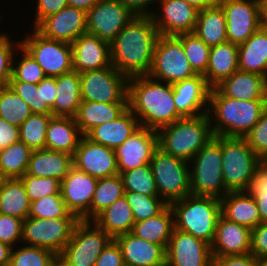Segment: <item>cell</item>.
Listing matches in <instances>:
<instances>
[{
	"instance_id": "1",
	"label": "cell",
	"mask_w": 267,
	"mask_h": 266,
	"mask_svg": "<svg viewBox=\"0 0 267 266\" xmlns=\"http://www.w3.org/2000/svg\"><path fill=\"white\" fill-rule=\"evenodd\" d=\"M159 36L151 16H134L110 43L111 64L128 78L148 75Z\"/></svg>"
},
{
	"instance_id": "2",
	"label": "cell",
	"mask_w": 267,
	"mask_h": 266,
	"mask_svg": "<svg viewBox=\"0 0 267 266\" xmlns=\"http://www.w3.org/2000/svg\"><path fill=\"white\" fill-rule=\"evenodd\" d=\"M165 84L148 75L128 79V108L137 117L140 127L157 132L183 118L174 104L172 84Z\"/></svg>"
},
{
	"instance_id": "3",
	"label": "cell",
	"mask_w": 267,
	"mask_h": 266,
	"mask_svg": "<svg viewBox=\"0 0 267 266\" xmlns=\"http://www.w3.org/2000/svg\"><path fill=\"white\" fill-rule=\"evenodd\" d=\"M208 103L210 122L216 123L211 124L214 136L244 137L266 109L264 99H234L224 96L216 87L211 88ZM214 118L216 122L211 120Z\"/></svg>"
},
{
	"instance_id": "4",
	"label": "cell",
	"mask_w": 267,
	"mask_h": 266,
	"mask_svg": "<svg viewBox=\"0 0 267 266\" xmlns=\"http://www.w3.org/2000/svg\"><path fill=\"white\" fill-rule=\"evenodd\" d=\"M208 114L183 117L157 131L158 147L167 154L187 162L213 137Z\"/></svg>"
},
{
	"instance_id": "5",
	"label": "cell",
	"mask_w": 267,
	"mask_h": 266,
	"mask_svg": "<svg viewBox=\"0 0 267 266\" xmlns=\"http://www.w3.org/2000/svg\"><path fill=\"white\" fill-rule=\"evenodd\" d=\"M175 229L212 244L217 222L221 216V201L211 196L188 195L170 204Z\"/></svg>"
},
{
	"instance_id": "6",
	"label": "cell",
	"mask_w": 267,
	"mask_h": 266,
	"mask_svg": "<svg viewBox=\"0 0 267 266\" xmlns=\"http://www.w3.org/2000/svg\"><path fill=\"white\" fill-rule=\"evenodd\" d=\"M222 175L228 192L247 191L255 170L260 166L259 157L244 137L221 136Z\"/></svg>"
},
{
	"instance_id": "7",
	"label": "cell",
	"mask_w": 267,
	"mask_h": 266,
	"mask_svg": "<svg viewBox=\"0 0 267 266\" xmlns=\"http://www.w3.org/2000/svg\"><path fill=\"white\" fill-rule=\"evenodd\" d=\"M191 161L194 163L190 171L191 194L223 198L228 191L222 175L221 136H214Z\"/></svg>"
},
{
	"instance_id": "8",
	"label": "cell",
	"mask_w": 267,
	"mask_h": 266,
	"mask_svg": "<svg viewBox=\"0 0 267 266\" xmlns=\"http://www.w3.org/2000/svg\"><path fill=\"white\" fill-rule=\"evenodd\" d=\"M188 163L165 153L159 147L153 153L150 165L158 196L169 205L191 194Z\"/></svg>"
},
{
	"instance_id": "9",
	"label": "cell",
	"mask_w": 267,
	"mask_h": 266,
	"mask_svg": "<svg viewBox=\"0 0 267 266\" xmlns=\"http://www.w3.org/2000/svg\"><path fill=\"white\" fill-rule=\"evenodd\" d=\"M197 75L190 67L182 42L176 36L159 35L148 76L173 84ZM156 78V79H155Z\"/></svg>"
},
{
	"instance_id": "10",
	"label": "cell",
	"mask_w": 267,
	"mask_h": 266,
	"mask_svg": "<svg viewBox=\"0 0 267 266\" xmlns=\"http://www.w3.org/2000/svg\"><path fill=\"white\" fill-rule=\"evenodd\" d=\"M77 217L33 218L27 217L22 223V240L28 246H35L60 255L70 240Z\"/></svg>"
},
{
	"instance_id": "11",
	"label": "cell",
	"mask_w": 267,
	"mask_h": 266,
	"mask_svg": "<svg viewBox=\"0 0 267 266\" xmlns=\"http://www.w3.org/2000/svg\"><path fill=\"white\" fill-rule=\"evenodd\" d=\"M93 225L94 227H90ZM79 220L60 256L69 266H94L112 238L95 223Z\"/></svg>"
},
{
	"instance_id": "12",
	"label": "cell",
	"mask_w": 267,
	"mask_h": 266,
	"mask_svg": "<svg viewBox=\"0 0 267 266\" xmlns=\"http://www.w3.org/2000/svg\"><path fill=\"white\" fill-rule=\"evenodd\" d=\"M128 77L112 65L80 73L82 101L99 103L128 102Z\"/></svg>"
},
{
	"instance_id": "13",
	"label": "cell",
	"mask_w": 267,
	"mask_h": 266,
	"mask_svg": "<svg viewBox=\"0 0 267 266\" xmlns=\"http://www.w3.org/2000/svg\"><path fill=\"white\" fill-rule=\"evenodd\" d=\"M21 46L41 66L46 77H58L73 71L72 45L44 37L36 29Z\"/></svg>"
},
{
	"instance_id": "14",
	"label": "cell",
	"mask_w": 267,
	"mask_h": 266,
	"mask_svg": "<svg viewBox=\"0 0 267 266\" xmlns=\"http://www.w3.org/2000/svg\"><path fill=\"white\" fill-rule=\"evenodd\" d=\"M226 19L227 41L240 45L261 26V0H219Z\"/></svg>"
},
{
	"instance_id": "15",
	"label": "cell",
	"mask_w": 267,
	"mask_h": 266,
	"mask_svg": "<svg viewBox=\"0 0 267 266\" xmlns=\"http://www.w3.org/2000/svg\"><path fill=\"white\" fill-rule=\"evenodd\" d=\"M135 15L118 0H99L86 16V33L111 43Z\"/></svg>"
},
{
	"instance_id": "16",
	"label": "cell",
	"mask_w": 267,
	"mask_h": 266,
	"mask_svg": "<svg viewBox=\"0 0 267 266\" xmlns=\"http://www.w3.org/2000/svg\"><path fill=\"white\" fill-rule=\"evenodd\" d=\"M97 183V178L74 166L61 181V197L67 209L79 220L91 221V203Z\"/></svg>"
},
{
	"instance_id": "17",
	"label": "cell",
	"mask_w": 267,
	"mask_h": 266,
	"mask_svg": "<svg viewBox=\"0 0 267 266\" xmlns=\"http://www.w3.org/2000/svg\"><path fill=\"white\" fill-rule=\"evenodd\" d=\"M166 266H213L211 245L174 228L166 249Z\"/></svg>"
},
{
	"instance_id": "18",
	"label": "cell",
	"mask_w": 267,
	"mask_h": 266,
	"mask_svg": "<svg viewBox=\"0 0 267 266\" xmlns=\"http://www.w3.org/2000/svg\"><path fill=\"white\" fill-rule=\"evenodd\" d=\"M73 166L97 179L119 174L116 151L93 143L84 135L73 154Z\"/></svg>"
},
{
	"instance_id": "19",
	"label": "cell",
	"mask_w": 267,
	"mask_h": 266,
	"mask_svg": "<svg viewBox=\"0 0 267 266\" xmlns=\"http://www.w3.org/2000/svg\"><path fill=\"white\" fill-rule=\"evenodd\" d=\"M157 148V132L144 127L138 128L121 146L115 149L118 173L150 163Z\"/></svg>"
},
{
	"instance_id": "20",
	"label": "cell",
	"mask_w": 267,
	"mask_h": 266,
	"mask_svg": "<svg viewBox=\"0 0 267 266\" xmlns=\"http://www.w3.org/2000/svg\"><path fill=\"white\" fill-rule=\"evenodd\" d=\"M86 16L84 10L67 5L58 13L44 18L35 29L46 38L72 44L86 33Z\"/></svg>"
},
{
	"instance_id": "21",
	"label": "cell",
	"mask_w": 267,
	"mask_h": 266,
	"mask_svg": "<svg viewBox=\"0 0 267 266\" xmlns=\"http://www.w3.org/2000/svg\"><path fill=\"white\" fill-rule=\"evenodd\" d=\"M162 5V16L152 13L151 17L159 35L178 36L194 33L199 10L183 0H157ZM160 18V19H159Z\"/></svg>"
},
{
	"instance_id": "22",
	"label": "cell",
	"mask_w": 267,
	"mask_h": 266,
	"mask_svg": "<svg viewBox=\"0 0 267 266\" xmlns=\"http://www.w3.org/2000/svg\"><path fill=\"white\" fill-rule=\"evenodd\" d=\"M172 88L175 107L182 117H196L207 113L208 108L203 110L202 107L209 105L207 102L211 87L203 75L197 74L173 83ZM201 109L202 112H199Z\"/></svg>"
},
{
	"instance_id": "23",
	"label": "cell",
	"mask_w": 267,
	"mask_h": 266,
	"mask_svg": "<svg viewBox=\"0 0 267 266\" xmlns=\"http://www.w3.org/2000/svg\"><path fill=\"white\" fill-rule=\"evenodd\" d=\"M251 229L219 217L211 244L212 257L250 254Z\"/></svg>"
},
{
	"instance_id": "24",
	"label": "cell",
	"mask_w": 267,
	"mask_h": 266,
	"mask_svg": "<svg viewBox=\"0 0 267 266\" xmlns=\"http://www.w3.org/2000/svg\"><path fill=\"white\" fill-rule=\"evenodd\" d=\"M73 71L82 73L111 66L110 43L89 33L81 34L72 44Z\"/></svg>"
},
{
	"instance_id": "25",
	"label": "cell",
	"mask_w": 267,
	"mask_h": 266,
	"mask_svg": "<svg viewBox=\"0 0 267 266\" xmlns=\"http://www.w3.org/2000/svg\"><path fill=\"white\" fill-rule=\"evenodd\" d=\"M121 248L125 266H166V249L132 232L114 239Z\"/></svg>"
},
{
	"instance_id": "26",
	"label": "cell",
	"mask_w": 267,
	"mask_h": 266,
	"mask_svg": "<svg viewBox=\"0 0 267 266\" xmlns=\"http://www.w3.org/2000/svg\"><path fill=\"white\" fill-rule=\"evenodd\" d=\"M138 128H140V124L137 117L127 108L116 119L93 127L84 136L93 143L115 150Z\"/></svg>"
},
{
	"instance_id": "27",
	"label": "cell",
	"mask_w": 267,
	"mask_h": 266,
	"mask_svg": "<svg viewBox=\"0 0 267 266\" xmlns=\"http://www.w3.org/2000/svg\"><path fill=\"white\" fill-rule=\"evenodd\" d=\"M221 201V215L231 222L255 228L261 223L256 201L247 191L228 192Z\"/></svg>"
},
{
	"instance_id": "28",
	"label": "cell",
	"mask_w": 267,
	"mask_h": 266,
	"mask_svg": "<svg viewBox=\"0 0 267 266\" xmlns=\"http://www.w3.org/2000/svg\"><path fill=\"white\" fill-rule=\"evenodd\" d=\"M72 167V155L45 148L32 151L26 173L35 177H54L62 181Z\"/></svg>"
},
{
	"instance_id": "29",
	"label": "cell",
	"mask_w": 267,
	"mask_h": 266,
	"mask_svg": "<svg viewBox=\"0 0 267 266\" xmlns=\"http://www.w3.org/2000/svg\"><path fill=\"white\" fill-rule=\"evenodd\" d=\"M78 133L83 136L75 118L52 116L47 128L45 148L73 156L81 140Z\"/></svg>"
},
{
	"instance_id": "30",
	"label": "cell",
	"mask_w": 267,
	"mask_h": 266,
	"mask_svg": "<svg viewBox=\"0 0 267 266\" xmlns=\"http://www.w3.org/2000/svg\"><path fill=\"white\" fill-rule=\"evenodd\" d=\"M238 70V45L224 42L210 47L209 63L203 75L211 88Z\"/></svg>"
},
{
	"instance_id": "31",
	"label": "cell",
	"mask_w": 267,
	"mask_h": 266,
	"mask_svg": "<svg viewBox=\"0 0 267 266\" xmlns=\"http://www.w3.org/2000/svg\"><path fill=\"white\" fill-rule=\"evenodd\" d=\"M238 70L267 75V30L262 26L238 45Z\"/></svg>"
},
{
	"instance_id": "32",
	"label": "cell",
	"mask_w": 267,
	"mask_h": 266,
	"mask_svg": "<svg viewBox=\"0 0 267 266\" xmlns=\"http://www.w3.org/2000/svg\"><path fill=\"white\" fill-rule=\"evenodd\" d=\"M216 88L226 97L240 100L264 99V76L237 70Z\"/></svg>"
},
{
	"instance_id": "33",
	"label": "cell",
	"mask_w": 267,
	"mask_h": 266,
	"mask_svg": "<svg viewBox=\"0 0 267 266\" xmlns=\"http://www.w3.org/2000/svg\"><path fill=\"white\" fill-rule=\"evenodd\" d=\"M128 108V102L99 103L81 101L75 121L85 135L93 127L110 122L119 117Z\"/></svg>"
},
{
	"instance_id": "34",
	"label": "cell",
	"mask_w": 267,
	"mask_h": 266,
	"mask_svg": "<svg viewBox=\"0 0 267 266\" xmlns=\"http://www.w3.org/2000/svg\"><path fill=\"white\" fill-rule=\"evenodd\" d=\"M81 101L80 73L72 71L56 77V96L51 107L53 116L74 118Z\"/></svg>"
},
{
	"instance_id": "35",
	"label": "cell",
	"mask_w": 267,
	"mask_h": 266,
	"mask_svg": "<svg viewBox=\"0 0 267 266\" xmlns=\"http://www.w3.org/2000/svg\"><path fill=\"white\" fill-rule=\"evenodd\" d=\"M173 216V210L168 204L159 214L135 222L132 233L141 239L163 246L167 249L169 239L175 228V219Z\"/></svg>"
},
{
	"instance_id": "36",
	"label": "cell",
	"mask_w": 267,
	"mask_h": 266,
	"mask_svg": "<svg viewBox=\"0 0 267 266\" xmlns=\"http://www.w3.org/2000/svg\"><path fill=\"white\" fill-rule=\"evenodd\" d=\"M91 221H94L93 223L112 239L132 232L135 223L132 209L125 196L115 201Z\"/></svg>"
},
{
	"instance_id": "37",
	"label": "cell",
	"mask_w": 267,
	"mask_h": 266,
	"mask_svg": "<svg viewBox=\"0 0 267 266\" xmlns=\"http://www.w3.org/2000/svg\"><path fill=\"white\" fill-rule=\"evenodd\" d=\"M194 33L210 47L227 42L225 14L219 4L199 11Z\"/></svg>"
},
{
	"instance_id": "38",
	"label": "cell",
	"mask_w": 267,
	"mask_h": 266,
	"mask_svg": "<svg viewBox=\"0 0 267 266\" xmlns=\"http://www.w3.org/2000/svg\"><path fill=\"white\" fill-rule=\"evenodd\" d=\"M30 203L20 178L4 181L0 188V214L25 220L29 214Z\"/></svg>"
},
{
	"instance_id": "39",
	"label": "cell",
	"mask_w": 267,
	"mask_h": 266,
	"mask_svg": "<svg viewBox=\"0 0 267 266\" xmlns=\"http://www.w3.org/2000/svg\"><path fill=\"white\" fill-rule=\"evenodd\" d=\"M32 150L18 141L0 151V170L7 179L21 178L27 171Z\"/></svg>"
},
{
	"instance_id": "40",
	"label": "cell",
	"mask_w": 267,
	"mask_h": 266,
	"mask_svg": "<svg viewBox=\"0 0 267 266\" xmlns=\"http://www.w3.org/2000/svg\"><path fill=\"white\" fill-rule=\"evenodd\" d=\"M125 195V189L120 175L98 179L95 193L91 203V219L121 199Z\"/></svg>"
},
{
	"instance_id": "41",
	"label": "cell",
	"mask_w": 267,
	"mask_h": 266,
	"mask_svg": "<svg viewBox=\"0 0 267 266\" xmlns=\"http://www.w3.org/2000/svg\"><path fill=\"white\" fill-rule=\"evenodd\" d=\"M52 114H31L20 126V141L32 151L45 149L47 128Z\"/></svg>"
},
{
	"instance_id": "42",
	"label": "cell",
	"mask_w": 267,
	"mask_h": 266,
	"mask_svg": "<svg viewBox=\"0 0 267 266\" xmlns=\"http://www.w3.org/2000/svg\"><path fill=\"white\" fill-rule=\"evenodd\" d=\"M31 114L28 104L10 86L0 88V118L19 127Z\"/></svg>"
},
{
	"instance_id": "43",
	"label": "cell",
	"mask_w": 267,
	"mask_h": 266,
	"mask_svg": "<svg viewBox=\"0 0 267 266\" xmlns=\"http://www.w3.org/2000/svg\"><path fill=\"white\" fill-rule=\"evenodd\" d=\"M176 37L182 42L190 67L196 74L204 75L209 63L210 46L195 33L180 34Z\"/></svg>"
},
{
	"instance_id": "44",
	"label": "cell",
	"mask_w": 267,
	"mask_h": 266,
	"mask_svg": "<svg viewBox=\"0 0 267 266\" xmlns=\"http://www.w3.org/2000/svg\"><path fill=\"white\" fill-rule=\"evenodd\" d=\"M125 192H137L147 196H158L156 182L150 163L119 173Z\"/></svg>"
},
{
	"instance_id": "45",
	"label": "cell",
	"mask_w": 267,
	"mask_h": 266,
	"mask_svg": "<svg viewBox=\"0 0 267 266\" xmlns=\"http://www.w3.org/2000/svg\"><path fill=\"white\" fill-rule=\"evenodd\" d=\"M135 222L151 218L159 214L168 204L159 196H147L137 192H125Z\"/></svg>"
},
{
	"instance_id": "46",
	"label": "cell",
	"mask_w": 267,
	"mask_h": 266,
	"mask_svg": "<svg viewBox=\"0 0 267 266\" xmlns=\"http://www.w3.org/2000/svg\"><path fill=\"white\" fill-rule=\"evenodd\" d=\"M28 217L48 219L76 216L67 209L61 195H51L31 202Z\"/></svg>"
},
{
	"instance_id": "47",
	"label": "cell",
	"mask_w": 267,
	"mask_h": 266,
	"mask_svg": "<svg viewBox=\"0 0 267 266\" xmlns=\"http://www.w3.org/2000/svg\"><path fill=\"white\" fill-rule=\"evenodd\" d=\"M9 86L28 104L32 114H52L51 107L43 103L42 81L38 84L10 81Z\"/></svg>"
},
{
	"instance_id": "48",
	"label": "cell",
	"mask_w": 267,
	"mask_h": 266,
	"mask_svg": "<svg viewBox=\"0 0 267 266\" xmlns=\"http://www.w3.org/2000/svg\"><path fill=\"white\" fill-rule=\"evenodd\" d=\"M20 179L30 202L51 195H61V181L54 177H35L25 173Z\"/></svg>"
},
{
	"instance_id": "49",
	"label": "cell",
	"mask_w": 267,
	"mask_h": 266,
	"mask_svg": "<svg viewBox=\"0 0 267 266\" xmlns=\"http://www.w3.org/2000/svg\"><path fill=\"white\" fill-rule=\"evenodd\" d=\"M56 255L47 249L25 246L11 250L9 266H49Z\"/></svg>"
},
{
	"instance_id": "50",
	"label": "cell",
	"mask_w": 267,
	"mask_h": 266,
	"mask_svg": "<svg viewBox=\"0 0 267 266\" xmlns=\"http://www.w3.org/2000/svg\"><path fill=\"white\" fill-rule=\"evenodd\" d=\"M16 46L22 51L23 58L18 62V66L12 68L10 81H23L31 84H38L46 77L41 66L35 61L32 55L21 46V42H18Z\"/></svg>"
},
{
	"instance_id": "51",
	"label": "cell",
	"mask_w": 267,
	"mask_h": 266,
	"mask_svg": "<svg viewBox=\"0 0 267 266\" xmlns=\"http://www.w3.org/2000/svg\"><path fill=\"white\" fill-rule=\"evenodd\" d=\"M244 138L258 157L267 152V108Z\"/></svg>"
},
{
	"instance_id": "52",
	"label": "cell",
	"mask_w": 267,
	"mask_h": 266,
	"mask_svg": "<svg viewBox=\"0 0 267 266\" xmlns=\"http://www.w3.org/2000/svg\"><path fill=\"white\" fill-rule=\"evenodd\" d=\"M14 47L7 34L0 39V88L9 86L12 77V68L15 65L13 59Z\"/></svg>"
},
{
	"instance_id": "53",
	"label": "cell",
	"mask_w": 267,
	"mask_h": 266,
	"mask_svg": "<svg viewBox=\"0 0 267 266\" xmlns=\"http://www.w3.org/2000/svg\"><path fill=\"white\" fill-rule=\"evenodd\" d=\"M22 223L20 218L0 214V241L14 248L12 245L22 239Z\"/></svg>"
},
{
	"instance_id": "54",
	"label": "cell",
	"mask_w": 267,
	"mask_h": 266,
	"mask_svg": "<svg viewBox=\"0 0 267 266\" xmlns=\"http://www.w3.org/2000/svg\"><path fill=\"white\" fill-rule=\"evenodd\" d=\"M250 254L256 258H267V222H262L251 230Z\"/></svg>"
},
{
	"instance_id": "55",
	"label": "cell",
	"mask_w": 267,
	"mask_h": 266,
	"mask_svg": "<svg viewBox=\"0 0 267 266\" xmlns=\"http://www.w3.org/2000/svg\"><path fill=\"white\" fill-rule=\"evenodd\" d=\"M94 266H125L121 248L114 239L103 249Z\"/></svg>"
},
{
	"instance_id": "56",
	"label": "cell",
	"mask_w": 267,
	"mask_h": 266,
	"mask_svg": "<svg viewBox=\"0 0 267 266\" xmlns=\"http://www.w3.org/2000/svg\"><path fill=\"white\" fill-rule=\"evenodd\" d=\"M68 5V0H38L35 27L47 16L58 13Z\"/></svg>"
},
{
	"instance_id": "57",
	"label": "cell",
	"mask_w": 267,
	"mask_h": 266,
	"mask_svg": "<svg viewBox=\"0 0 267 266\" xmlns=\"http://www.w3.org/2000/svg\"><path fill=\"white\" fill-rule=\"evenodd\" d=\"M213 266H257V258L252 254L213 257Z\"/></svg>"
},
{
	"instance_id": "58",
	"label": "cell",
	"mask_w": 267,
	"mask_h": 266,
	"mask_svg": "<svg viewBox=\"0 0 267 266\" xmlns=\"http://www.w3.org/2000/svg\"><path fill=\"white\" fill-rule=\"evenodd\" d=\"M20 141L19 127L0 118V151Z\"/></svg>"
},
{
	"instance_id": "59",
	"label": "cell",
	"mask_w": 267,
	"mask_h": 266,
	"mask_svg": "<svg viewBox=\"0 0 267 266\" xmlns=\"http://www.w3.org/2000/svg\"><path fill=\"white\" fill-rule=\"evenodd\" d=\"M247 192L250 195H267V172L260 166L255 170Z\"/></svg>"
},
{
	"instance_id": "60",
	"label": "cell",
	"mask_w": 267,
	"mask_h": 266,
	"mask_svg": "<svg viewBox=\"0 0 267 266\" xmlns=\"http://www.w3.org/2000/svg\"><path fill=\"white\" fill-rule=\"evenodd\" d=\"M136 16H151L152 12L146 11L147 6L157 0H118Z\"/></svg>"
},
{
	"instance_id": "61",
	"label": "cell",
	"mask_w": 267,
	"mask_h": 266,
	"mask_svg": "<svg viewBox=\"0 0 267 266\" xmlns=\"http://www.w3.org/2000/svg\"><path fill=\"white\" fill-rule=\"evenodd\" d=\"M42 96L43 103H47L50 107L54 105L56 96V77H45L42 80Z\"/></svg>"
},
{
	"instance_id": "62",
	"label": "cell",
	"mask_w": 267,
	"mask_h": 266,
	"mask_svg": "<svg viewBox=\"0 0 267 266\" xmlns=\"http://www.w3.org/2000/svg\"><path fill=\"white\" fill-rule=\"evenodd\" d=\"M256 201L262 222H267V195H252Z\"/></svg>"
},
{
	"instance_id": "63",
	"label": "cell",
	"mask_w": 267,
	"mask_h": 266,
	"mask_svg": "<svg viewBox=\"0 0 267 266\" xmlns=\"http://www.w3.org/2000/svg\"><path fill=\"white\" fill-rule=\"evenodd\" d=\"M98 1L99 0H68V5L87 12L96 5Z\"/></svg>"
},
{
	"instance_id": "64",
	"label": "cell",
	"mask_w": 267,
	"mask_h": 266,
	"mask_svg": "<svg viewBox=\"0 0 267 266\" xmlns=\"http://www.w3.org/2000/svg\"><path fill=\"white\" fill-rule=\"evenodd\" d=\"M12 247L0 241V266H9Z\"/></svg>"
},
{
	"instance_id": "65",
	"label": "cell",
	"mask_w": 267,
	"mask_h": 266,
	"mask_svg": "<svg viewBox=\"0 0 267 266\" xmlns=\"http://www.w3.org/2000/svg\"><path fill=\"white\" fill-rule=\"evenodd\" d=\"M183 1L187 2L197 10L201 11L205 8H209L218 4L219 0H183Z\"/></svg>"
},
{
	"instance_id": "66",
	"label": "cell",
	"mask_w": 267,
	"mask_h": 266,
	"mask_svg": "<svg viewBox=\"0 0 267 266\" xmlns=\"http://www.w3.org/2000/svg\"><path fill=\"white\" fill-rule=\"evenodd\" d=\"M49 266H69L60 255H56Z\"/></svg>"
},
{
	"instance_id": "67",
	"label": "cell",
	"mask_w": 267,
	"mask_h": 266,
	"mask_svg": "<svg viewBox=\"0 0 267 266\" xmlns=\"http://www.w3.org/2000/svg\"><path fill=\"white\" fill-rule=\"evenodd\" d=\"M261 22L262 27L267 30V6H262Z\"/></svg>"
},
{
	"instance_id": "68",
	"label": "cell",
	"mask_w": 267,
	"mask_h": 266,
	"mask_svg": "<svg viewBox=\"0 0 267 266\" xmlns=\"http://www.w3.org/2000/svg\"><path fill=\"white\" fill-rule=\"evenodd\" d=\"M260 167L267 172V152L259 157Z\"/></svg>"
},
{
	"instance_id": "69",
	"label": "cell",
	"mask_w": 267,
	"mask_h": 266,
	"mask_svg": "<svg viewBox=\"0 0 267 266\" xmlns=\"http://www.w3.org/2000/svg\"><path fill=\"white\" fill-rule=\"evenodd\" d=\"M264 101L267 108V75L264 77Z\"/></svg>"
},
{
	"instance_id": "70",
	"label": "cell",
	"mask_w": 267,
	"mask_h": 266,
	"mask_svg": "<svg viewBox=\"0 0 267 266\" xmlns=\"http://www.w3.org/2000/svg\"><path fill=\"white\" fill-rule=\"evenodd\" d=\"M257 266H267V258H257Z\"/></svg>"
},
{
	"instance_id": "71",
	"label": "cell",
	"mask_w": 267,
	"mask_h": 266,
	"mask_svg": "<svg viewBox=\"0 0 267 266\" xmlns=\"http://www.w3.org/2000/svg\"><path fill=\"white\" fill-rule=\"evenodd\" d=\"M6 179L7 178L2 174V171L0 170V188Z\"/></svg>"
},
{
	"instance_id": "72",
	"label": "cell",
	"mask_w": 267,
	"mask_h": 266,
	"mask_svg": "<svg viewBox=\"0 0 267 266\" xmlns=\"http://www.w3.org/2000/svg\"><path fill=\"white\" fill-rule=\"evenodd\" d=\"M261 6H267V0H261Z\"/></svg>"
},
{
	"instance_id": "73",
	"label": "cell",
	"mask_w": 267,
	"mask_h": 266,
	"mask_svg": "<svg viewBox=\"0 0 267 266\" xmlns=\"http://www.w3.org/2000/svg\"><path fill=\"white\" fill-rule=\"evenodd\" d=\"M4 36H5V34H1V35H0V39H2Z\"/></svg>"
}]
</instances>
